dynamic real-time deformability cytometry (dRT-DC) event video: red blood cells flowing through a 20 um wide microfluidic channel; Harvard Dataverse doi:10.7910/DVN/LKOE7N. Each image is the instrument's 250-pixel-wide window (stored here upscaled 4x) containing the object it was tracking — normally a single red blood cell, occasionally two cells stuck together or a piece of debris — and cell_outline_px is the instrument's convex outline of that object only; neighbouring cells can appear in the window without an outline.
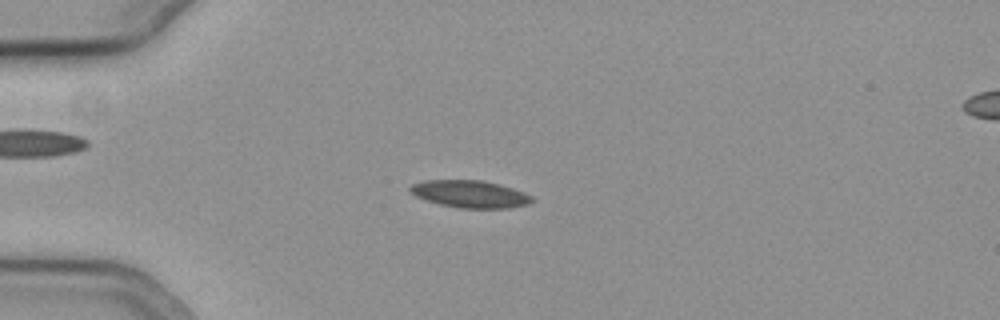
{"species": "common noctule bat (a hibernating species)", "species_latin": "Nyctalus noctula", "temperature_condition": "cold", "stored_images_in_passage": 56, "camera_frame_rate_fps": 3000, "um_per_image_px": 0.085, "animal": {"sex": "female", "body_mass_g": 19.3, "forearm_length_mm": 54.1}, "frame": {"image": 1, "passage_image": 15, "time_ms": 4.667, "image_size_px": [1000, 320], "cell_outline_px": [[536, 200], [528, 204], [508, 208], [460, 208], [440, 204], [416, 196], [408, 192], [408, 188], [412, 184], [424, 180], [484, 180], [500, 184], [524, 192], [532, 196]], "centroid_in_image_um": [39.96, 16.48], "position_along_channel_um": 45.0, "area_um2": 19.48}}
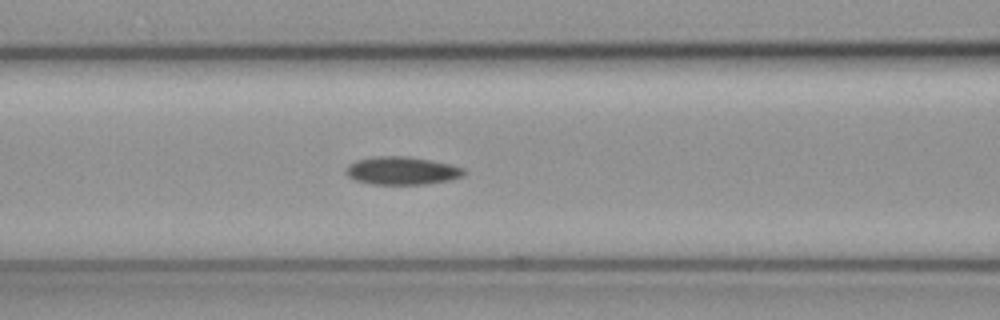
{"frame": {"image": 2, "passage_image": 24, "time_ms": 7.667, "image_size_px": [1000, 320], "cell_outline_px": [[468, 172], [464, 176], [452, 180], [424, 184], [372, 184], [356, 180], [348, 176], [344, 172], [344, 168], [348, 164], [356, 160], [376, 156], [408, 156], [448, 164], [464, 168]], "centroid_in_image_um": [34.16, 14.51], "position_along_channel_um": 132.4, "area_um2": 19.36}}
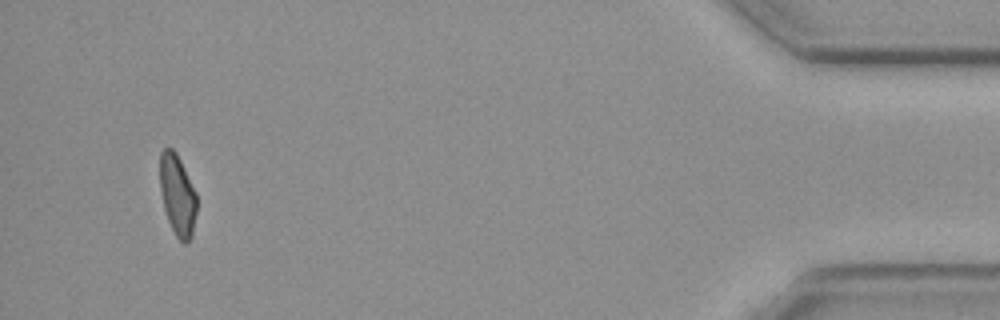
{"frame": {"image": 3, "passage_image": 53, "time_ms": 17.333, "image_size_px": [1000, 320], "cell_outline_px": [[196, 212], [192, 236], [184, 244], [176, 236], [168, 220], [164, 208], [160, 188], [160, 152], [164, 148], [172, 148], [176, 152], [196, 192]], "centroid_in_image_um": [15.08, 16.57], "position_along_channel_um": 420.1, "area_um2": 17.22}}